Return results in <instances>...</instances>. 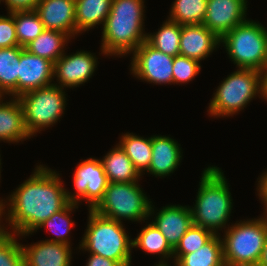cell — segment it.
I'll use <instances>...</instances> for the list:
<instances>
[{
    "mask_svg": "<svg viewBox=\"0 0 267 266\" xmlns=\"http://www.w3.org/2000/svg\"><path fill=\"white\" fill-rule=\"evenodd\" d=\"M34 169L33 174L6 198L8 201L4 200L5 210H8L4 219L11 227L8 232L21 237L32 235L52 214L70 203L57 171L41 164Z\"/></svg>",
    "mask_w": 267,
    "mask_h": 266,
    "instance_id": "6da1fadb",
    "label": "cell"
},
{
    "mask_svg": "<svg viewBox=\"0 0 267 266\" xmlns=\"http://www.w3.org/2000/svg\"><path fill=\"white\" fill-rule=\"evenodd\" d=\"M144 0H112L102 27L101 54L123 57L146 41Z\"/></svg>",
    "mask_w": 267,
    "mask_h": 266,
    "instance_id": "7a4b0ae2",
    "label": "cell"
},
{
    "mask_svg": "<svg viewBox=\"0 0 267 266\" xmlns=\"http://www.w3.org/2000/svg\"><path fill=\"white\" fill-rule=\"evenodd\" d=\"M233 199L227 179L217 166H208L202 172L194 207L190 206L193 224L214 235L227 229L233 208ZM226 225L228 227H226Z\"/></svg>",
    "mask_w": 267,
    "mask_h": 266,
    "instance_id": "3957f363",
    "label": "cell"
},
{
    "mask_svg": "<svg viewBox=\"0 0 267 266\" xmlns=\"http://www.w3.org/2000/svg\"><path fill=\"white\" fill-rule=\"evenodd\" d=\"M88 211V224L79 250L117 261L122 266H131L132 238L127 235L123 223L99 215L92 209Z\"/></svg>",
    "mask_w": 267,
    "mask_h": 266,
    "instance_id": "277c9868",
    "label": "cell"
},
{
    "mask_svg": "<svg viewBox=\"0 0 267 266\" xmlns=\"http://www.w3.org/2000/svg\"><path fill=\"white\" fill-rule=\"evenodd\" d=\"M213 95L207 110L209 116H234L256 96L264 98V73L237 68L223 79Z\"/></svg>",
    "mask_w": 267,
    "mask_h": 266,
    "instance_id": "5b68a950",
    "label": "cell"
},
{
    "mask_svg": "<svg viewBox=\"0 0 267 266\" xmlns=\"http://www.w3.org/2000/svg\"><path fill=\"white\" fill-rule=\"evenodd\" d=\"M220 44L236 68L267 70V27L259 21L245 20L226 33Z\"/></svg>",
    "mask_w": 267,
    "mask_h": 266,
    "instance_id": "8992f818",
    "label": "cell"
},
{
    "mask_svg": "<svg viewBox=\"0 0 267 266\" xmlns=\"http://www.w3.org/2000/svg\"><path fill=\"white\" fill-rule=\"evenodd\" d=\"M266 238L267 226L262 216L236 221L221 238L225 266H257Z\"/></svg>",
    "mask_w": 267,
    "mask_h": 266,
    "instance_id": "52a82bcc",
    "label": "cell"
},
{
    "mask_svg": "<svg viewBox=\"0 0 267 266\" xmlns=\"http://www.w3.org/2000/svg\"><path fill=\"white\" fill-rule=\"evenodd\" d=\"M152 201L148 199L139 182L108 183L103 198L92 209L99 215L109 219L123 222H141L150 219V206Z\"/></svg>",
    "mask_w": 267,
    "mask_h": 266,
    "instance_id": "ba28073f",
    "label": "cell"
},
{
    "mask_svg": "<svg viewBox=\"0 0 267 266\" xmlns=\"http://www.w3.org/2000/svg\"><path fill=\"white\" fill-rule=\"evenodd\" d=\"M65 93L64 88L52 84L18 97L24 111L25 127L31 137L60 120L67 105Z\"/></svg>",
    "mask_w": 267,
    "mask_h": 266,
    "instance_id": "9c48e42d",
    "label": "cell"
},
{
    "mask_svg": "<svg viewBox=\"0 0 267 266\" xmlns=\"http://www.w3.org/2000/svg\"><path fill=\"white\" fill-rule=\"evenodd\" d=\"M73 182L76 193L67 190V199L78 205L83 200L87 201L88 209H93L99 203L109 183L101 160L93 157L77 164Z\"/></svg>",
    "mask_w": 267,
    "mask_h": 266,
    "instance_id": "30bf717a",
    "label": "cell"
},
{
    "mask_svg": "<svg viewBox=\"0 0 267 266\" xmlns=\"http://www.w3.org/2000/svg\"><path fill=\"white\" fill-rule=\"evenodd\" d=\"M132 55L130 71L134 77L149 84H173V56L156 50L146 41Z\"/></svg>",
    "mask_w": 267,
    "mask_h": 266,
    "instance_id": "8fae6325",
    "label": "cell"
},
{
    "mask_svg": "<svg viewBox=\"0 0 267 266\" xmlns=\"http://www.w3.org/2000/svg\"><path fill=\"white\" fill-rule=\"evenodd\" d=\"M98 58L89 51H76L66 55L64 53L54 63V85L61 88H76L89 81L97 68Z\"/></svg>",
    "mask_w": 267,
    "mask_h": 266,
    "instance_id": "7c38bea8",
    "label": "cell"
},
{
    "mask_svg": "<svg viewBox=\"0 0 267 266\" xmlns=\"http://www.w3.org/2000/svg\"><path fill=\"white\" fill-rule=\"evenodd\" d=\"M247 0H208L205 25L219 39L247 20Z\"/></svg>",
    "mask_w": 267,
    "mask_h": 266,
    "instance_id": "4fadbf2b",
    "label": "cell"
},
{
    "mask_svg": "<svg viewBox=\"0 0 267 266\" xmlns=\"http://www.w3.org/2000/svg\"><path fill=\"white\" fill-rule=\"evenodd\" d=\"M53 76L52 61L34 55L24 48L20 54L18 70V97L32 90L52 85Z\"/></svg>",
    "mask_w": 267,
    "mask_h": 266,
    "instance_id": "5bb4252c",
    "label": "cell"
},
{
    "mask_svg": "<svg viewBox=\"0 0 267 266\" xmlns=\"http://www.w3.org/2000/svg\"><path fill=\"white\" fill-rule=\"evenodd\" d=\"M154 205L150 206L149 216L154 217V223L160 232L165 236L169 245L174 249L181 237L193 225L192 212L190 206L166 205L159 212H155ZM156 213V214H155Z\"/></svg>",
    "mask_w": 267,
    "mask_h": 266,
    "instance_id": "9a60e30c",
    "label": "cell"
},
{
    "mask_svg": "<svg viewBox=\"0 0 267 266\" xmlns=\"http://www.w3.org/2000/svg\"><path fill=\"white\" fill-rule=\"evenodd\" d=\"M220 45V39L205 25H181L179 55L201 63Z\"/></svg>",
    "mask_w": 267,
    "mask_h": 266,
    "instance_id": "2e32d148",
    "label": "cell"
},
{
    "mask_svg": "<svg viewBox=\"0 0 267 266\" xmlns=\"http://www.w3.org/2000/svg\"><path fill=\"white\" fill-rule=\"evenodd\" d=\"M35 11L45 29L58 30L76 36L75 0H39Z\"/></svg>",
    "mask_w": 267,
    "mask_h": 266,
    "instance_id": "e0dca14e",
    "label": "cell"
},
{
    "mask_svg": "<svg viewBox=\"0 0 267 266\" xmlns=\"http://www.w3.org/2000/svg\"><path fill=\"white\" fill-rule=\"evenodd\" d=\"M25 266H71L70 245L41 240L31 245L21 244Z\"/></svg>",
    "mask_w": 267,
    "mask_h": 266,
    "instance_id": "ac0fdd59",
    "label": "cell"
},
{
    "mask_svg": "<svg viewBox=\"0 0 267 266\" xmlns=\"http://www.w3.org/2000/svg\"><path fill=\"white\" fill-rule=\"evenodd\" d=\"M182 149L180 144L169 136H152V158L149 173L155 177L165 178L173 173L181 163Z\"/></svg>",
    "mask_w": 267,
    "mask_h": 266,
    "instance_id": "d6986e66",
    "label": "cell"
},
{
    "mask_svg": "<svg viewBox=\"0 0 267 266\" xmlns=\"http://www.w3.org/2000/svg\"><path fill=\"white\" fill-rule=\"evenodd\" d=\"M0 98V141L19 143L30 139L24 122V111L18 98L11 97L10 101L3 102Z\"/></svg>",
    "mask_w": 267,
    "mask_h": 266,
    "instance_id": "ffe728a7",
    "label": "cell"
},
{
    "mask_svg": "<svg viewBox=\"0 0 267 266\" xmlns=\"http://www.w3.org/2000/svg\"><path fill=\"white\" fill-rule=\"evenodd\" d=\"M100 160L109 182L131 183L140 181L141 175L118 144L110 149V151Z\"/></svg>",
    "mask_w": 267,
    "mask_h": 266,
    "instance_id": "44dd1931",
    "label": "cell"
},
{
    "mask_svg": "<svg viewBox=\"0 0 267 266\" xmlns=\"http://www.w3.org/2000/svg\"><path fill=\"white\" fill-rule=\"evenodd\" d=\"M112 0H75L76 36L101 24L111 9Z\"/></svg>",
    "mask_w": 267,
    "mask_h": 266,
    "instance_id": "7402d4cb",
    "label": "cell"
},
{
    "mask_svg": "<svg viewBox=\"0 0 267 266\" xmlns=\"http://www.w3.org/2000/svg\"><path fill=\"white\" fill-rule=\"evenodd\" d=\"M136 238L132 239L133 248H139L149 254L160 256L158 264L155 266H171L168 264L170 258L173 259V248L167 242L165 236L160 232L157 226L148 222Z\"/></svg>",
    "mask_w": 267,
    "mask_h": 266,
    "instance_id": "603a6c76",
    "label": "cell"
},
{
    "mask_svg": "<svg viewBox=\"0 0 267 266\" xmlns=\"http://www.w3.org/2000/svg\"><path fill=\"white\" fill-rule=\"evenodd\" d=\"M23 47L0 48V95L18 98V70Z\"/></svg>",
    "mask_w": 267,
    "mask_h": 266,
    "instance_id": "cb8c5ba5",
    "label": "cell"
},
{
    "mask_svg": "<svg viewBox=\"0 0 267 266\" xmlns=\"http://www.w3.org/2000/svg\"><path fill=\"white\" fill-rule=\"evenodd\" d=\"M71 39L68 34L61 31L45 29L25 49L34 55L55 63L65 53L66 49L64 48Z\"/></svg>",
    "mask_w": 267,
    "mask_h": 266,
    "instance_id": "d4e9b609",
    "label": "cell"
},
{
    "mask_svg": "<svg viewBox=\"0 0 267 266\" xmlns=\"http://www.w3.org/2000/svg\"><path fill=\"white\" fill-rule=\"evenodd\" d=\"M118 145L130 158L141 176L144 171H148L152 158V136L145 138L127 132L122 134Z\"/></svg>",
    "mask_w": 267,
    "mask_h": 266,
    "instance_id": "484cf974",
    "label": "cell"
},
{
    "mask_svg": "<svg viewBox=\"0 0 267 266\" xmlns=\"http://www.w3.org/2000/svg\"><path fill=\"white\" fill-rule=\"evenodd\" d=\"M221 235H214L203 247L184 254L175 263V266H225Z\"/></svg>",
    "mask_w": 267,
    "mask_h": 266,
    "instance_id": "4316f807",
    "label": "cell"
},
{
    "mask_svg": "<svg viewBox=\"0 0 267 266\" xmlns=\"http://www.w3.org/2000/svg\"><path fill=\"white\" fill-rule=\"evenodd\" d=\"M181 25L166 19L155 33H147L146 42L158 51L170 56L180 52Z\"/></svg>",
    "mask_w": 267,
    "mask_h": 266,
    "instance_id": "83f0119b",
    "label": "cell"
},
{
    "mask_svg": "<svg viewBox=\"0 0 267 266\" xmlns=\"http://www.w3.org/2000/svg\"><path fill=\"white\" fill-rule=\"evenodd\" d=\"M14 17L16 37L20 47L25 48L44 30V25L35 10L10 12Z\"/></svg>",
    "mask_w": 267,
    "mask_h": 266,
    "instance_id": "f1b7e54d",
    "label": "cell"
},
{
    "mask_svg": "<svg viewBox=\"0 0 267 266\" xmlns=\"http://www.w3.org/2000/svg\"><path fill=\"white\" fill-rule=\"evenodd\" d=\"M78 206L77 203L70 202L64 209L52 214L50 218L39 225L35 231L37 232L38 229L47 228L55 235L53 238L46 239L47 241L71 246L69 233L75 224L70 218V214H72L74 209H78Z\"/></svg>",
    "mask_w": 267,
    "mask_h": 266,
    "instance_id": "f546056e",
    "label": "cell"
},
{
    "mask_svg": "<svg viewBox=\"0 0 267 266\" xmlns=\"http://www.w3.org/2000/svg\"><path fill=\"white\" fill-rule=\"evenodd\" d=\"M208 0H175L168 19L180 25L203 24Z\"/></svg>",
    "mask_w": 267,
    "mask_h": 266,
    "instance_id": "4dcf8cb0",
    "label": "cell"
},
{
    "mask_svg": "<svg viewBox=\"0 0 267 266\" xmlns=\"http://www.w3.org/2000/svg\"><path fill=\"white\" fill-rule=\"evenodd\" d=\"M213 236L214 234L211 231L193 224L173 249L174 263L184 254L194 252L203 247Z\"/></svg>",
    "mask_w": 267,
    "mask_h": 266,
    "instance_id": "1f68e13d",
    "label": "cell"
},
{
    "mask_svg": "<svg viewBox=\"0 0 267 266\" xmlns=\"http://www.w3.org/2000/svg\"><path fill=\"white\" fill-rule=\"evenodd\" d=\"M20 237L14 233H7L0 239V266H25Z\"/></svg>",
    "mask_w": 267,
    "mask_h": 266,
    "instance_id": "d6a6232c",
    "label": "cell"
},
{
    "mask_svg": "<svg viewBox=\"0 0 267 266\" xmlns=\"http://www.w3.org/2000/svg\"><path fill=\"white\" fill-rule=\"evenodd\" d=\"M172 70L173 84H188L199 74L201 64L195 59L178 55L174 57Z\"/></svg>",
    "mask_w": 267,
    "mask_h": 266,
    "instance_id": "836d02e7",
    "label": "cell"
},
{
    "mask_svg": "<svg viewBox=\"0 0 267 266\" xmlns=\"http://www.w3.org/2000/svg\"><path fill=\"white\" fill-rule=\"evenodd\" d=\"M0 15V48L19 46L16 37L14 17L10 12Z\"/></svg>",
    "mask_w": 267,
    "mask_h": 266,
    "instance_id": "e575fe53",
    "label": "cell"
},
{
    "mask_svg": "<svg viewBox=\"0 0 267 266\" xmlns=\"http://www.w3.org/2000/svg\"><path fill=\"white\" fill-rule=\"evenodd\" d=\"M7 6L8 12L35 10L39 0H0Z\"/></svg>",
    "mask_w": 267,
    "mask_h": 266,
    "instance_id": "d590c367",
    "label": "cell"
},
{
    "mask_svg": "<svg viewBox=\"0 0 267 266\" xmlns=\"http://www.w3.org/2000/svg\"><path fill=\"white\" fill-rule=\"evenodd\" d=\"M86 266H122L119 262L90 253Z\"/></svg>",
    "mask_w": 267,
    "mask_h": 266,
    "instance_id": "8d00e7d4",
    "label": "cell"
},
{
    "mask_svg": "<svg viewBox=\"0 0 267 266\" xmlns=\"http://www.w3.org/2000/svg\"><path fill=\"white\" fill-rule=\"evenodd\" d=\"M258 184H257V195L259 196V200L262 202H267V171L262 173L259 178H257Z\"/></svg>",
    "mask_w": 267,
    "mask_h": 266,
    "instance_id": "74e56055",
    "label": "cell"
},
{
    "mask_svg": "<svg viewBox=\"0 0 267 266\" xmlns=\"http://www.w3.org/2000/svg\"><path fill=\"white\" fill-rule=\"evenodd\" d=\"M3 200L4 199L0 200V239L8 233V231H7L8 226H7V228H6V226L4 227L5 224L2 221V216H4V218H5V203ZM2 223H3V225H2Z\"/></svg>",
    "mask_w": 267,
    "mask_h": 266,
    "instance_id": "f35d334b",
    "label": "cell"
},
{
    "mask_svg": "<svg viewBox=\"0 0 267 266\" xmlns=\"http://www.w3.org/2000/svg\"><path fill=\"white\" fill-rule=\"evenodd\" d=\"M257 266H267V238L265 240V244Z\"/></svg>",
    "mask_w": 267,
    "mask_h": 266,
    "instance_id": "ab89813d",
    "label": "cell"
},
{
    "mask_svg": "<svg viewBox=\"0 0 267 266\" xmlns=\"http://www.w3.org/2000/svg\"><path fill=\"white\" fill-rule=\"evenodd\" d=\"M267 101V70L264 72V98Z\"/></svg>",
    "mask_w": 267,
    "mask_h": 266,
    "instance_id": "60d3db41",
    "label": "cell"
},
{
    "mask_svg": "<svg viewBox=\"0 0 267 266\" xmlns=\"http://www.w3.org/2000/svg\"><path fill=\"white\" fill-rule=\"evenodd\" d=\"M263 204H264V212H263L262 218L264 219L266 226H267V202H263Z\"/></svg>",
    "mask_w": 267,
    "mask_h": 266,
    "instance_id": "b9f144b4",
    "label": "cell"
},
{
    "mask_svg": "<svg viewBox=\"0 0 267 266\" xmlns=\"http://www.w3.org/2000/svg\"><path fill=\"white\" fill-rule=\"evenodd\" d=\"M0 157H1V155H0ZM1 159H0V178H1Z\"/></svg>",
    "mask_w": 267,
    "mask_h": 266,
    "instance_id": "7bdbcfd3",
    "label": "cell"
}]
</instances>
